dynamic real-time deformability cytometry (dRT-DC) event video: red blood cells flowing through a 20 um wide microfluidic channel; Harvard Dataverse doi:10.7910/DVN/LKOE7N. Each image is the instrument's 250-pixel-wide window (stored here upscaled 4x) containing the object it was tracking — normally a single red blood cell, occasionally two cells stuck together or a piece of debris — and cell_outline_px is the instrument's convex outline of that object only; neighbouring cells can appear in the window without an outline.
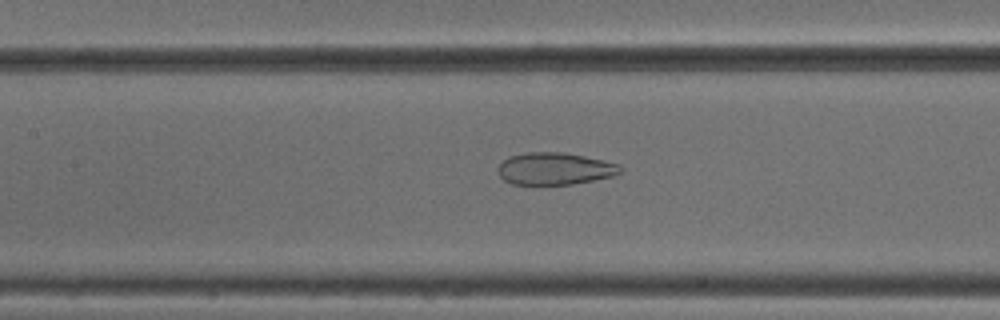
{"species": "common noctule bat (a hibernating species)", "species_latin": "Nyctalus noctula", "temperature_condition": "cold", "stored_images_in_passage": 42, "camera_frame_rate_fps": 3000, "um_per_image_px": 0.085, "animal": {"sex": "male", "body_mass_g": 18.8}, "frame": {"image": 1, "passage_image": 14, "time_ms": 4.333, "image_size_px": [1000, 320], "cell_outline_px": [[624, 168], [620, 172], [612, 176], [572, 184], [512, 184], [504, 180], [500, 176], [496, 168], [508, 156], [528, 152], [564, 152], [584, 156], [620, 164]], "centroid_in_image_um": [47.14, 14.33], "position_along_channel_um": 160.3, "area_um2": 22.89}}
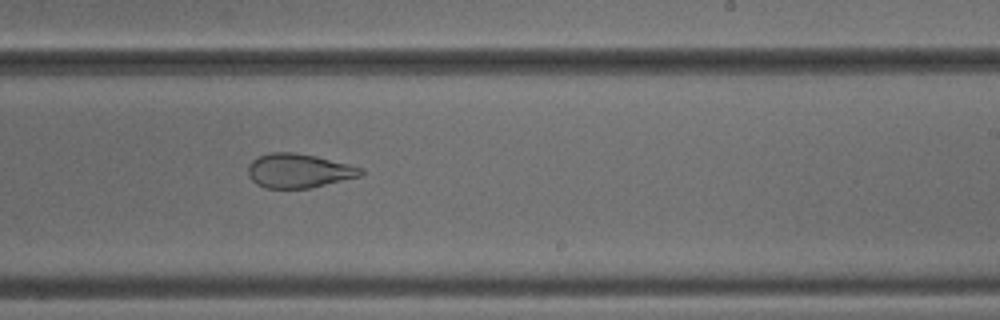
{"frame": {"image": 2, "passage_image": 22, "time_ms": 7.0, "image_size_px": [1000, 320], "cell_outline_px": [[364, 172], [360, 176], [312, 188], [268, 188], [256, 184], [248, 176], [248, 164], [256, 156], [268, 152], [292, 152], [316, 156], [364, 168]], "centroid_in_image_um": [25.37, 14.51], "position_along_channel_um": 263.6, "area_um2": 22.6}}
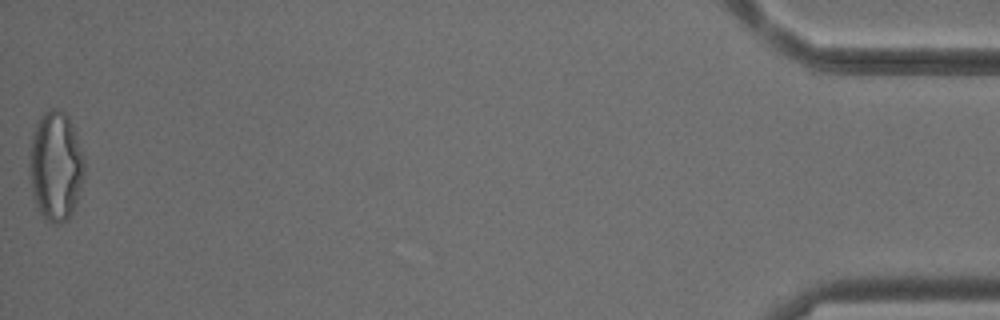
{"frame": {"image": 3, "passage_image": 42, "time_ms": 13.667, "image_size_px": [1000, 320], "cell_outline_px": [[84, 176], [72, 212], [68, 220], [60, 224], [56, 224], [44, 220], [36, 208], [32, 196], [28, 168], [28, 152], [32, 132], [40, 116], [48, 108], [56, 108], [64, 112], [68, 116], [76, 136], [84, 160]], "centroid_in_image_um": [4.67, 14.14], "position_along_channel_um": 430.5, "area_um2": 35.6}, "authors_computed_cell_mechanics": {"area_um2": 26.9348, "velocity_mm_per_s": 3.8902, "shape_relaxation_time_tau1_ms": null, "shape_relaxation_time_tau2_ms": 1.906, "deformation_change_tau1": null, "deformation_change_tau2": 0.0924}}